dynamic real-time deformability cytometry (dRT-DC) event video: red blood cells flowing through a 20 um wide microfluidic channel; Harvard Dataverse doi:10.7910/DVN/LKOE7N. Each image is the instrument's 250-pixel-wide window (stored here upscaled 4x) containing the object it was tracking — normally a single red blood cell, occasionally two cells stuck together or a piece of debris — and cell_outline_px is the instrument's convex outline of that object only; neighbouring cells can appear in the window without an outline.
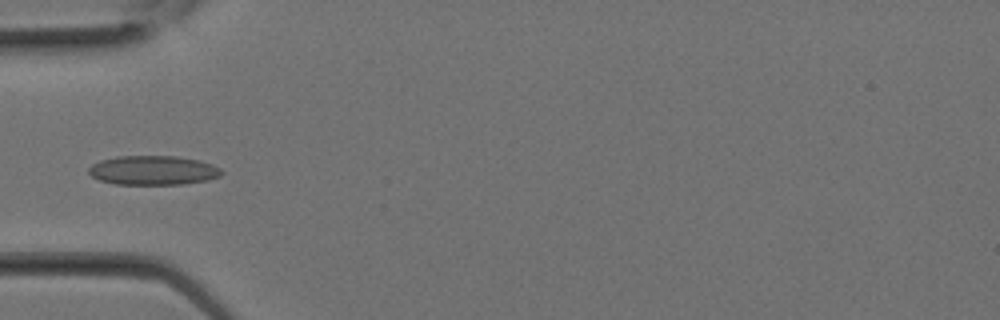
{"species": "Egyptian fruit bat (a non-hibernating species)", "species_latin": "Rousettus aegyptiacus", "temperature_condition": "room temperature", "stored_images_in_passage": 9, "camera_frame_rate_fps": 3000, "um_per_image_px": 0.085, "animal": {"sex": "female"}, "frame": {"image": 1, "passage_image": 8, "time_ms": 2.333, "image_size_px": [1000, 320], "cell_outline_px": [[224, 172], [220, 176], [208, 180], [184, 184], [116, 184], [100, 180], [92, 176], [88, 172], [88, 168], [92, 164], [100, 160], [116, 156], [176, 156], [200, 160], [212, 164], [220, 168]], "centroid_in_image_um": [13.03, 14.47], "position_along_channel_um": 72.0, "area_um2": 22.77}}